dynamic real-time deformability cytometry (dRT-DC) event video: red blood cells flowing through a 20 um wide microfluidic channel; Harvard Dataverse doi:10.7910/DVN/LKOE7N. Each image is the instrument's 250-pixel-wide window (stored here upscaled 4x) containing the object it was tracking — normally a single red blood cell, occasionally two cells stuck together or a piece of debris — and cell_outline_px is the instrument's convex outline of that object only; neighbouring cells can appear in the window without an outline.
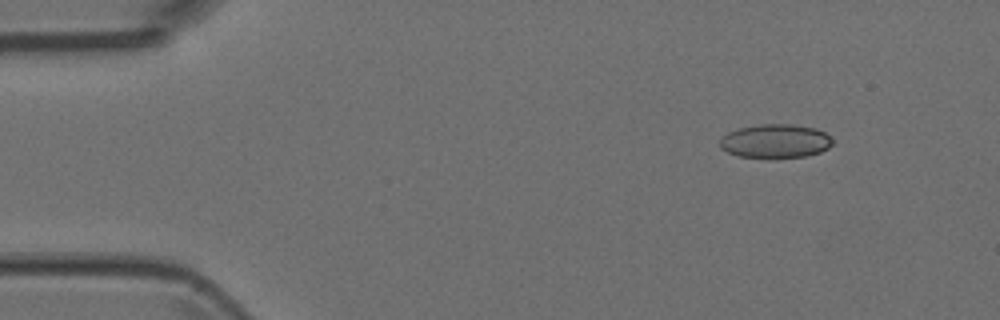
{"species": "Egyptian fruit bat (a non-hibernating species)", "species_latin": "Rousettus aegyptiacus", "temperature_condition": "room temperature", "stored_images_in_passage": 3, "camera_frame_rate_fps": 3000, "um_per_image_px": 0.085, "animal": {"sex": "female"}, "frame": {"image": 1, "passage_image": 1, "time_ms": 0.0, "image_size_px": [1000, 320], "cell_outline_px": [[832, 144], [828, 148], [820, 152], [808, 156], [740, 156], [728, 152], [720, 148], [720, 140], [728, 132], [740, 128], [760, 124], [792, 124], [816, 128], [824, 132], [832, 140]], "centroid_in_image_um": [65.92, 11.97], "position_along_channel_um": 19.1, "area_um2": 21.68}}